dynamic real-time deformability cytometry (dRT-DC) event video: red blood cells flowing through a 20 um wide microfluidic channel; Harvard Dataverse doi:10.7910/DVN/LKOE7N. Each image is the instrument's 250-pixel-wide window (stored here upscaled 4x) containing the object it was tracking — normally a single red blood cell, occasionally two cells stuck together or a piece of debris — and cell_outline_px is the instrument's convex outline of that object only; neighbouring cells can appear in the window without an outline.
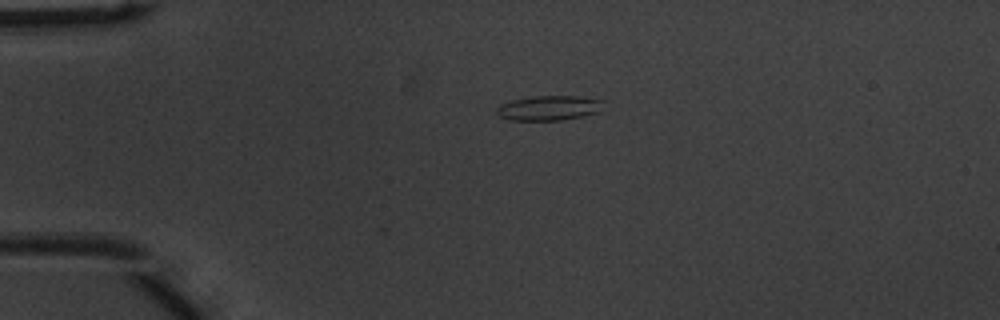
{"species": "common noctule bat (a hibernating species)", "species_latin": "Nyctalus noctula", "temperature_condition": "warm", "stored_images_in_passage": 9, "camera_frame_rate_fps": 3000, "um_per_image_px": 0.085, "animal": {"sex": "male", "body_mass_g": 20.1, "forearm_length_mm": 53.5}, "frame": {"image": 1, "passage_image": 1, "time_ms": 0.0, "image_size_px": [1000, 320], "cell_outline_px": [[604, 100], [596, 112], [564, 120], [512, 120], [500, 116], [496, 112], [496, 108], [512, 100], [532, 96], [580, 96]], "centroid_in_image_um": [46.64, 9.17], "position_along_channel_um": 38.4, "area_um2": 15.09}}
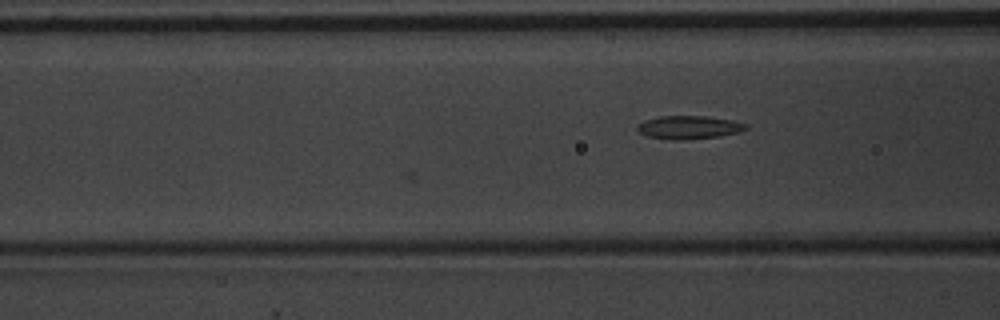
{"frame": {"image": 2, "passage_image": 9, "time_ms": 2.667, "image_size_px": [1000, 320], "cell_outline_px": [[748, 128], [740, 132], [720, 136], [684, 140], [680, 140], [648, 136], [640, 132], [636, 128], [636, 124], [644, 120], [660, 116], [704, 116], [732, 120], [744, 124]], "centroid_in_image_um": [58.53, 10.82], "position_along_channel_um": 108.1, "area_um2": 14.57}}